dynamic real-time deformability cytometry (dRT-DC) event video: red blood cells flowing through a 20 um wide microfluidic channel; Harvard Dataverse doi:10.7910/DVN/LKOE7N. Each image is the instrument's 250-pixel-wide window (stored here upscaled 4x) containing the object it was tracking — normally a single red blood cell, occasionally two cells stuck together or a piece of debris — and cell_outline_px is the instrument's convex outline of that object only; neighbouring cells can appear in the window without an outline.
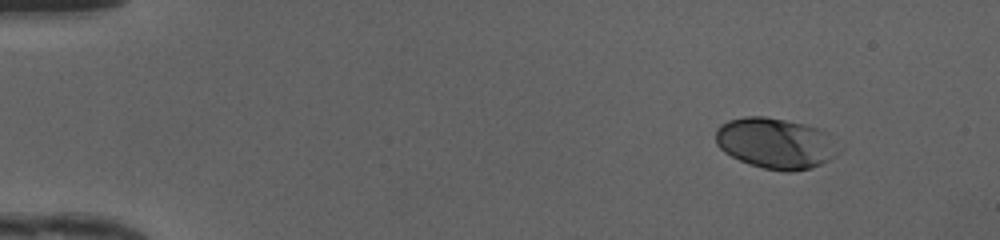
{"species": "human", "species_latin": "Homo sapiens", "temperature_condition": "cold", "stored_images_in_passage": 45, "camera_frame_rate_fps": 3000, "um_per_image_px": 0.085, "donor": {"sex": "female"}, "frame": {"image": 1, "passage_image": 1, "time_ms": 0.0, "image_size_px": [1000, 240], "cell_outline_px": [[844, 148], [836, 156], [812, 168], [792, 172], [784, 172], [764, 168], [748, 164], [724, 152], [716, 144], [716, 128], [720, 124], [728, 120], [744, 116], [764, 116], [804, 124], [828, 132], [844, 140]], "centroid_in_image_um": [66.04, 12.18], "position_along_channel_um": 19.0, "area_um2": 37.4}}
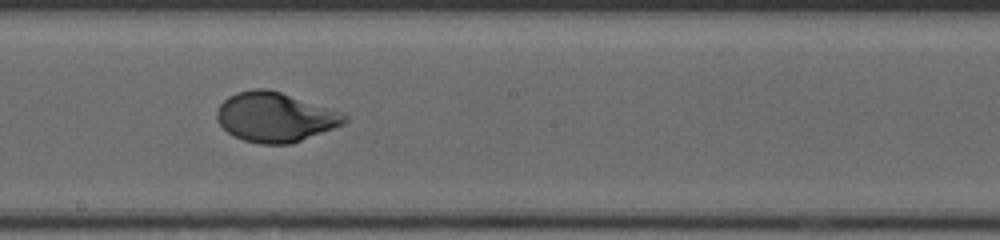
{"frame": {"image": 2, "passage_image": 24, "time_ms": 7.667, "image_size_px": [1000, 240], "cell_outline_px": [[348, 120], [344, 124], [292, 144], [260, 144], [244, 140], [232, 136], [216, 120], [216, 112], [220, 104], [228, 96], [236, 92], [252, 88], [268, 88], [340, 112], [348, 116]], "centroid_in_image_um": [23.35, 9.96], "position_along_channel_um": 224.9, "area_um2": 36.82}}
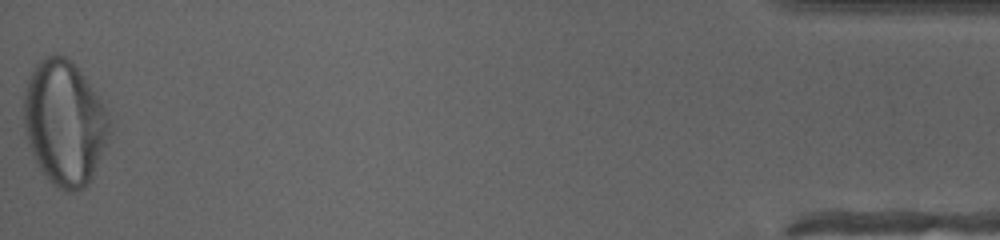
{"frame": {"image": 3, "passage_image": 45, "time_ms": 14.667, "image_size_px": [1000, 240], "cell_outline_px": [[112, 120], [108, 136], [92, 176], [88, 184], [84, 188], [72, 192], [64, 192], [48, 180], [40, 168], [28, 144], [24, 124], [24, 96], [28, 80], [36, 64], [40, 60], [48, 56], [64, 56], [84, 76], [100, 100]], "centroid_in_image_um": [5.47, 10.48], "position_along_channel_um": 429.7, "area_um2": 61.27}, "authors_computed_cell_mechanics": {"area_um2": 36.5874, "velocity_mm_per_s": 4.1853, "shape_relaxation_time_tau1_ms": 3.5076, "shape_relaxation_time_tau2_ms": null, "deformation_change_tau1": 0.183, "deformation_change_tau2": null}}